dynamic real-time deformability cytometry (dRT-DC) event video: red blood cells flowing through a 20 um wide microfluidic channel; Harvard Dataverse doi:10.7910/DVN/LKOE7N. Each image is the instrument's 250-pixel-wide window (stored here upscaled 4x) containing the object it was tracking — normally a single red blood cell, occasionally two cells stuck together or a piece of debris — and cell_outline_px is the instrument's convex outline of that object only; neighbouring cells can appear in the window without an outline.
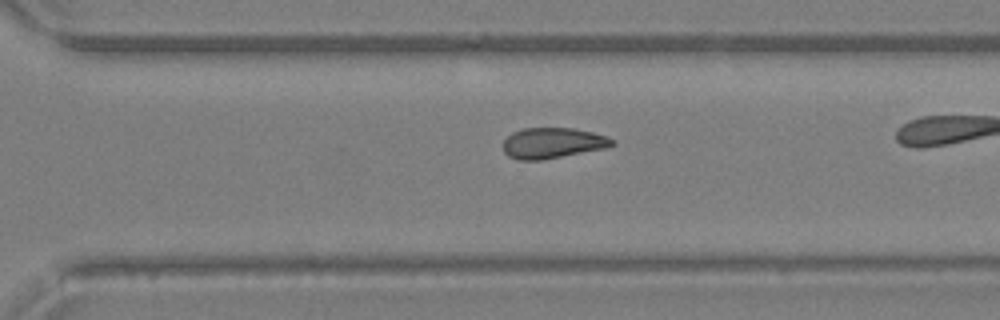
{"species": "Egyptian fruit bat (a non-hibernating species)", "species_latin": "Rousettus aegyptiacus", "temperature_condition": "warm", "stored_images_in_passage": 26, "camera_frame_rate_fps": 3000, "um_per_image_px": 0.085, "animal": {"sex": "female"}, "frame": {"image": 1, "passage_image": 22, "time_ms": 7.0, "image_size_px": [1000, 320], "cell_outline_px": [[616, 144], [608, 148], [540, 160], [516, 160], [508, 156], [504, 152], [504, 140], [512, 132], [524, 128], [572, 128], [592, 132], [608, 136], [616, 140]], "centroid_in_image_um": [47.01, 12.16], "position_along_channel_um": 323.6, "area_um2": 19.65}}